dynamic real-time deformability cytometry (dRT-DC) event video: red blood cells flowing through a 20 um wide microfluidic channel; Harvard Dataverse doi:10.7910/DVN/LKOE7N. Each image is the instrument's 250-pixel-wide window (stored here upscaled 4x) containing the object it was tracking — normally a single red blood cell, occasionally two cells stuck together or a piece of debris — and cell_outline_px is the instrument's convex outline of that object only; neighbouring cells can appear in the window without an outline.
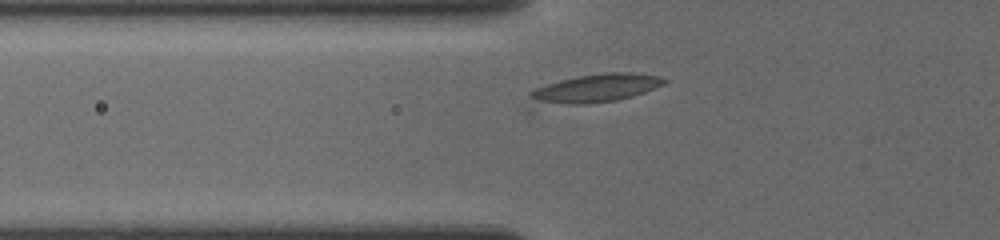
{"species": "common noctule bat (a hibernating species)", "species_latin": "Nyctalus noctula", "temperature_condition": "cold", "stored_images_in_passage": 8, "camera_frame_rate_fps": 3000, "um_per_image_px": 0.085, "animal": {"sex": "female", "body_mass_g": 19.5, "forearm_length_mm": 54.1}, "frame": {"image": 1, "passage_image": 7, "time_ms": 4.333, "image_size_px": [1000, 240], "cell_outline_px": [[668, 80], [664, 84], [644, 92], [632, 96], [616, 100], [532, 112], [528, 112], [528, 92], [536, 88], [560, 80], [576, 76], [604, 72], [632, 72], [660, 76]], "centroid_in_image_um": [50.25, 7.63], "position_along_channel_um": 75.6, "area_um2": 24.33}}